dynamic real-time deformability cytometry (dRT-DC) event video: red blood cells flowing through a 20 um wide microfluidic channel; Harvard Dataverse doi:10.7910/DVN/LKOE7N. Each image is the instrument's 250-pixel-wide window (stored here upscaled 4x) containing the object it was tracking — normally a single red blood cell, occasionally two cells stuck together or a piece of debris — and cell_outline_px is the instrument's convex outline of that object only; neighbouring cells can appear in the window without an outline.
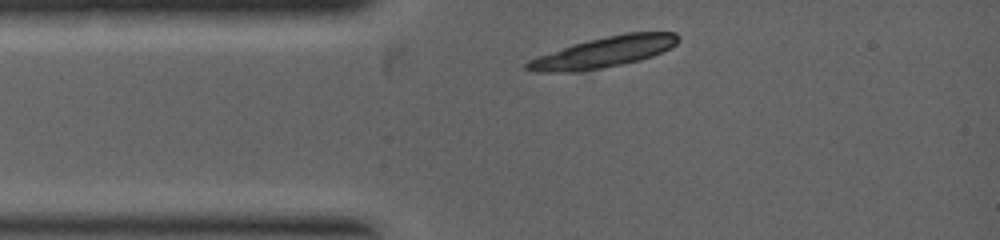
{"species": "common noctule bat (a hibernating species)", "species_latin": "Nyctalus noctula", "temperature_condition": "warm", "stored_images_in_passage": 2, "camera_frame_rate_fps": 5000, "um_per_image_px": 0.085, "animal": {"sex": "female", "body_mass_g": 19.0, "forearm_length_mm": 53.3}, "frame": {"image": 1, "passage_image": 1, "time_ms": 0.0, "image_size_px": [1000, 240], "cell_outline_px": [[680, 40], [676, 44], [652, 56], [640, 60], [580, 72], [536, 72], [524, 68], [524, 64], [528, 60], [536, 56], [572, 44], [588, 40], [624, 32], [676, 32], [680, 36]], "centroid_in_image_um": [51.28, 4.43], "position_along_channel_um": 33.7, "area_um2": 27.11}}